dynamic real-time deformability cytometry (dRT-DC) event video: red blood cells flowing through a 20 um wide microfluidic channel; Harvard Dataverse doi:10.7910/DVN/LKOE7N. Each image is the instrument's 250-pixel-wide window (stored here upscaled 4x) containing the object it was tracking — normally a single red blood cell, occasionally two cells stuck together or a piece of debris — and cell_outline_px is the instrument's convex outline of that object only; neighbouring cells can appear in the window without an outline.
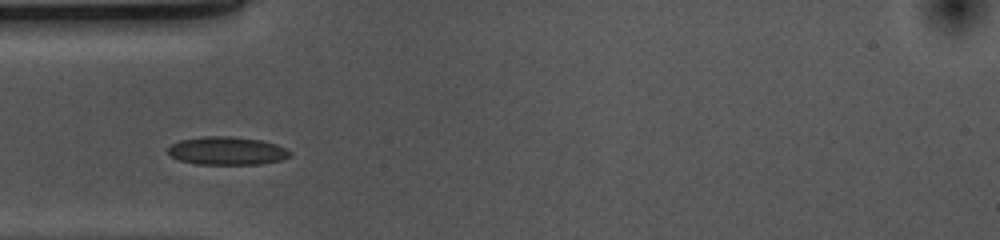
{"species": "common noctule bat (a hibernating species)", "species_latin": "Nyctalus noctula", "temperature_condition": "cold", "stored_images_in_passage": 28, "camera_frame_rate_fps": 3000, "um_per_image_px": 0.085, "animal": {"sex": "female", "body_mass_g": 10.0, "forearm_length_mm": 53.1}, "frame": {"image": 1, "passage_image": 1, "time_ms": 0.0, "image_size_px": [1000, 240], "cell_outline_px": [[292, 156], [280, 160], [260, 164], [196, 164], [180, 160], [172, 156], [168, 152], [168, 148], [172, 144], [180, 140], [204, 136], [232, 136], [260, 140], [276, 144], [292, 152]], "centroid_in_image_um": [19.31, 12.82], "position_along_channel_um": 65.7, "area_um2": 19.94}}
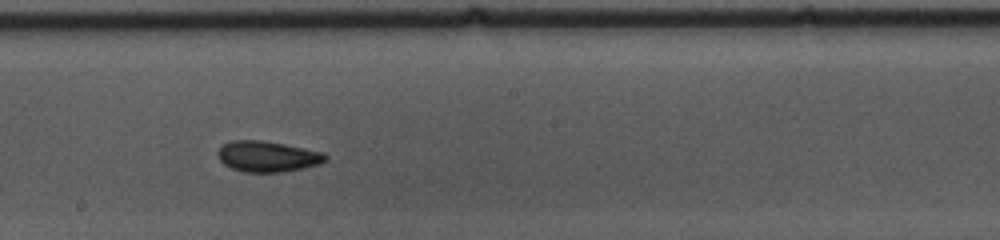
{"frame": {"image": 2, "passage_image": 14, "time_ms": 4.333, "image_size_px": [1000, 240], "cell_outline_px": [[328, 160], [320, 164], [304, 168], [280, 172], [244, 172], [232, 168], [224, 164], [220, 160], [216, 152], [220, 144], [232, 140], [260, 140], [284, 144], [304, 148], [320, 152], [328, 156]], "centroid_in_image_um": [22.7, 13.29], "position_along_channel_um": 225.5, "area_um2": 19.42}}
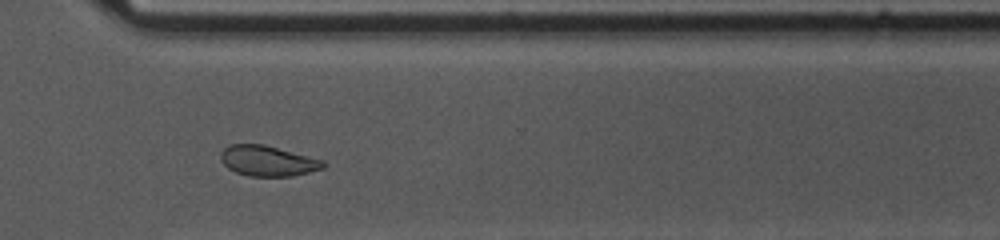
{"frame": {"image": 3, "passage_image": 24, "time_ms": 7.667, "image_size_px": [1000, 240], "cell_outline_px": [[328, 164], [324, 168], [292, 176], [248, 176], [236, 172], [228, 168], [220, 160], [220, 152], [228, 144], [264, 144], [324, 160]], "centroid_in_image_um": [22.76, 13.67], "position_along_channel_um": 347.8, "area_um2": 18.32}, "authors_computed_cell_mechanics": {"area_um2": 18.785, "velocity_mm_per_s": 3.6759, "shape_relaxation_time_tau1_ms": 5.6228, "shape_relaxation_time_tau2_ms": 1.0931, "deformation_change_tau1": 0.0958, "deformation_change_tau2": 0.0457}}